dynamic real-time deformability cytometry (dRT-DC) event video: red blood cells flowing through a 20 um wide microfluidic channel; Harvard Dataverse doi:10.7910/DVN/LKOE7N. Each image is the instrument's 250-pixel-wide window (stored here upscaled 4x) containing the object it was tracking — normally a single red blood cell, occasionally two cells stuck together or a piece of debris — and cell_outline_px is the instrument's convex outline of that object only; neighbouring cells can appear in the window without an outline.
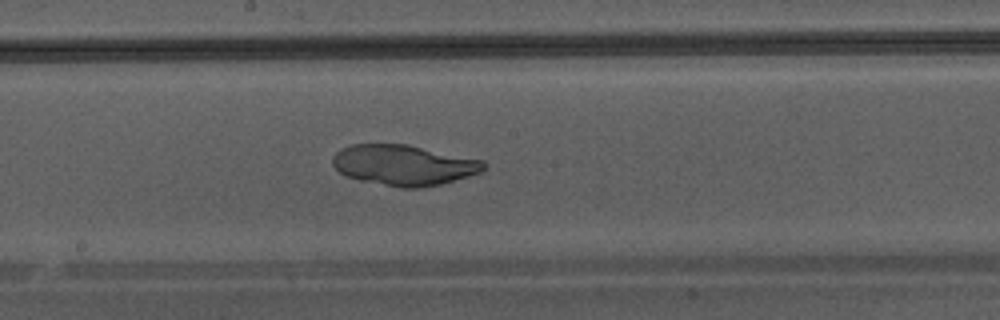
{"species": "Egyptian fruit bat (a non-hibernating species)", "species_latin": "Rousettus aegyptiacus", "temperature_condition": "warm", "stored_images_in_passage": 47, "camera_frame_rate_fps": 3000, "um_per_image_px": 0.085, "animal": {"sex": "male"}, "frame": {"image": 1, "passage_image": 27, "time_ms": 8.667, "image_size_px": [1000, 320], "cell_outline_px": [[484, 168], [480, 172], [468, 176], [440, 184], [416, 188], [400, 188], [360, 180], [344, 176], [332, 164], [332, 156], [340, 148], [352, 144], [408, 144], [484, 160]], "centroid_in_image_um": [34.28, 14.02], "position_along_channel_um": 213.9, "area_um2": 35.72}}